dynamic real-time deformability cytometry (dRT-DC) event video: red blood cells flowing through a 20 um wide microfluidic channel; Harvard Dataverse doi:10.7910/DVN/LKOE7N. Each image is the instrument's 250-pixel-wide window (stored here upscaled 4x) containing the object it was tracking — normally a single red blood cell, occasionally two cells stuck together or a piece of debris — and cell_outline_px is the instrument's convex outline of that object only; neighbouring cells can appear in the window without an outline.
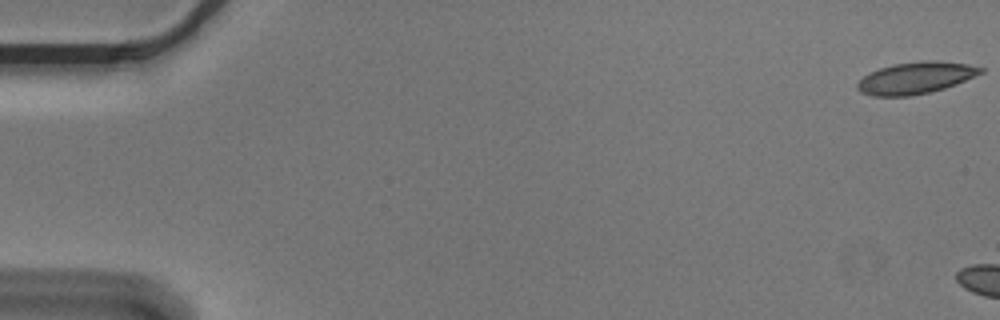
{"species": "Egyptian fruit bat (a non-hibernating species)", "species_latin": "Rousettus aegyptiacus", "temperature_condition": "cold", "stored_images_in_passage": 4, "camera_frame_rate_fps": 3000, "um_per_image_px": 0.085, "animal": {"sex": "male"}, "frame": {"image": 1, "passage_image": 1, "time_ms": 0.0, "image_size_px": [1000, 320], "cell_outline_px": [[984, 72], [956, 84], [944, 88], [912, 96], [872, 96], [860, 92], [856, 88], [856, 84], [864, 76], [880, 68], [892, 64], [920, 60], [936, 60], [968, 64], [984, 68]], "centroid_in_image_um": [77.83, 6.61], "position_along_channel_um": 7.2, "area_um2": 22.89}}